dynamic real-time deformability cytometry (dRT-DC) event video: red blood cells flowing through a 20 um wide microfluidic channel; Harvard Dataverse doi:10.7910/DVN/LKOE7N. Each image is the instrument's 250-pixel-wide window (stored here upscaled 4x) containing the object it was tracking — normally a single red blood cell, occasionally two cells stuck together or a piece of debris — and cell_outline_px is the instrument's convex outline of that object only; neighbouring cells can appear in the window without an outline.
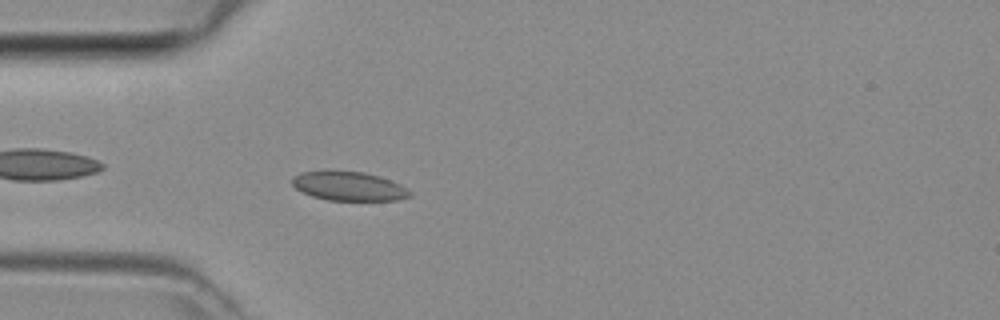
{"species": "common noctule bat (a hibernating species)", "species_latin": "Nyctalus noctula", "temperature_condition": "room temperature", "stored_images_in_passage": 22, "camera_frame_rate_fps": 3000, "um_per_image_px": 0.085, "animal": {"sex": "female", "body_mass_g": 29.2, "forearm_length_mm": 56.3}, "frame": {"image": 1, "passage_image": 3, "time_ms": 0.667, "image_size_px": [1000, 320], "cell_outline_px": [[412, 196], [396, 200], [328, 200], [312, 196], [296, 188], [292, 184], [292, 176], [300, 172], [364, 172], [380, 176], [400, 184], [412, 192]], "centroid_in_image_um": [29.68, 15.84], "position_along_channel_um": 55.3, "area_um2": 19.59}}
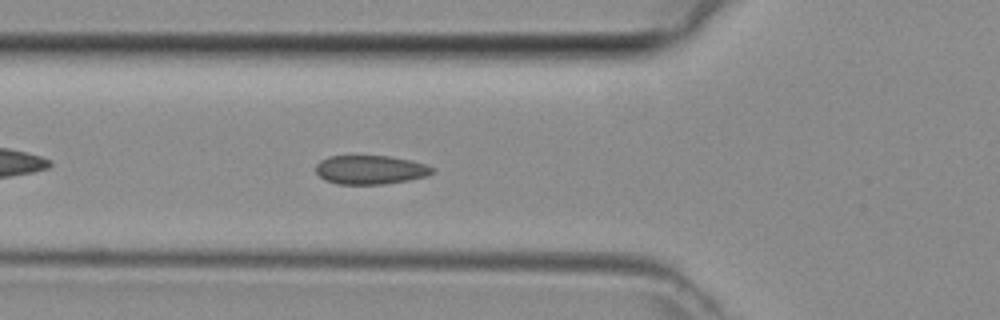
{"frame": {"image": 2, "passage_image": 6, "time_ms": 1.667, "image_size_px": [1000, 320], "cell_outline_px": [[436, 172], [428, 176], [408, 180], [384, 184], [336, 184], [324, 180], [316, 172], [316, 164], [320, 160], [328, 156], [388, 156], [412, 160], [436, 168]], "centroid_in_image_um": [31.5, 14.43], "position_along_channel_um": 94.3, "area_um2": 19.83}}
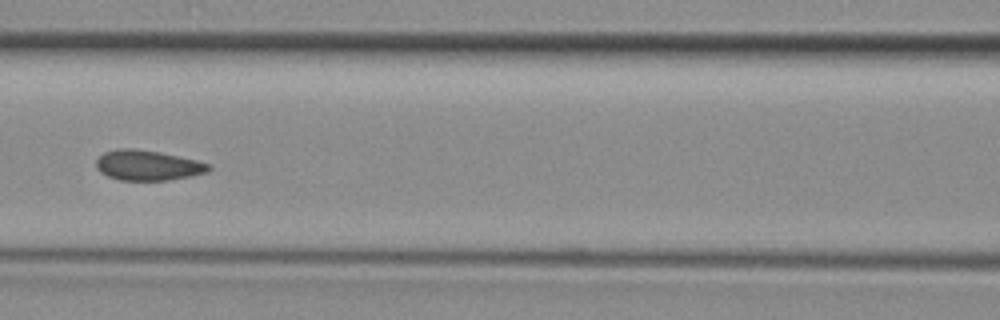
{"frame": {"image": 3, "passage_image": 10, "time_ms": 3.0, "image_size_px": [1000, 320], "cell_outline_px": [[212, 168], [208, 172], [192, 176], [168, 180], [120, 180], [108, 176], [100, 172], [96, 168], [96, 160], [104, 152], [120, 148], [132, 148], [160, 152], [196, 160], [212, 164]], "centroid_in_image_um": [12.58, 14.05], "position_along_channel_um": 154.0, "area_um2": 19.88}}